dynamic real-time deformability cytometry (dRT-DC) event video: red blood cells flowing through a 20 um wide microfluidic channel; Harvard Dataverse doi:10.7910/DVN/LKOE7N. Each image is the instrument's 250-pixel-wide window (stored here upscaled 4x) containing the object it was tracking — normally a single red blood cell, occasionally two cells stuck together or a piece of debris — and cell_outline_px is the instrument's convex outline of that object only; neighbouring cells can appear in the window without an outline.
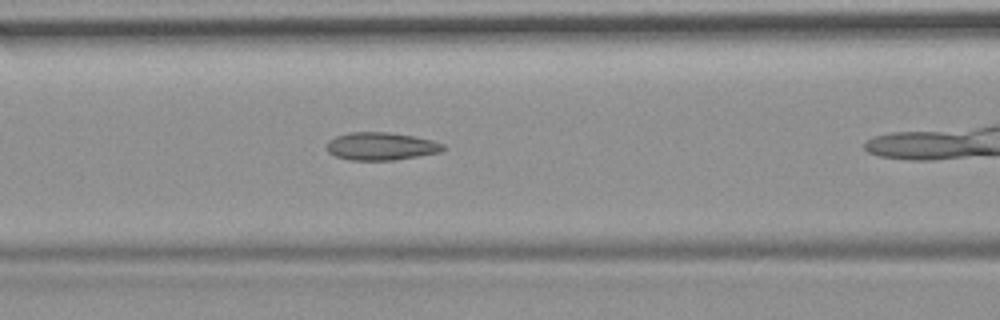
{"species": "common noctule bat (a hibernating species)", "species_latin": "Nyctalus noctula", "temperature_condition": "room temperature", "stored_images_in_passage": 31, "camera_frame_rate_fps": 3000, "um_per_image_px": 0.085, "animal": {"sex": "female", "body_mass_g": 19.9}, "frame": {"image": 1, "passage_image": 10, "time_ms": 3.0, "image_size_px": [1000, 320], "cell_outline_px": [[448, 148], [440, 152], [392, 160], [348, 160], [336, 156], [328, 152], [328, 144], [336, 136], [352, 132], [388, 132], [412, 136], [432, 140], [444, 144]], "centroid_in_image_um": [32.43, 12.43], "position_along_channel_um": 134.2, "area_um2": 18.61}}